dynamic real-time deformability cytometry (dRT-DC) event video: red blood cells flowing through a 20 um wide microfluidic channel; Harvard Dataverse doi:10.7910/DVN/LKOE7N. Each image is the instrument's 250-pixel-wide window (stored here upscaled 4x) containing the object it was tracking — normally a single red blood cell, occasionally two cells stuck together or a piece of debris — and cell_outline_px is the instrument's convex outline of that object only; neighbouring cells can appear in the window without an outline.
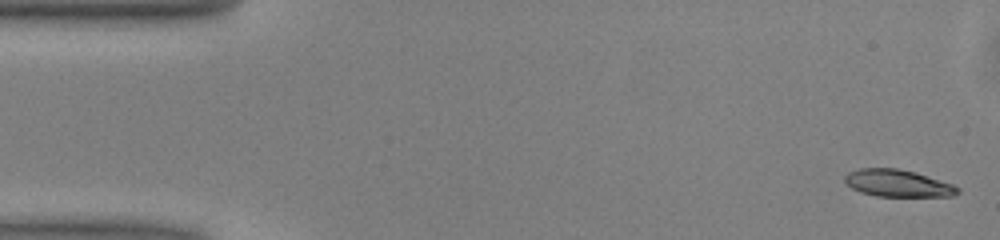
{"species": "common noctule bat (a hibernating species)", "species_latin": "Nyctalus noctula", "temperature_condition": "warm", "stored_images_in_passage": 50, "camera_frame_rate_fps": 3000, "um_per_image_px": 0.085, "animal": {"sex": "male", "body_mass_g": 13.0, "forearm_length_mm": 53.1}, "frame": {"image": 1, "passage_image": 1, "time_ms": 0.0, "image_size_px": [1000, 240], "cell_outline_px": [[960, 192], [952, 196], [876, 196], [860, 192], [852, 188], [844, 180], [844, 176], [848, 172], [860, 168], [896, 168], [916, 172], [952, 184], [960, 188]], "centroid_in_image_um": [76.3, 15.57], "position_along_channel_um": 8.7, "area_um2": 17.8}}
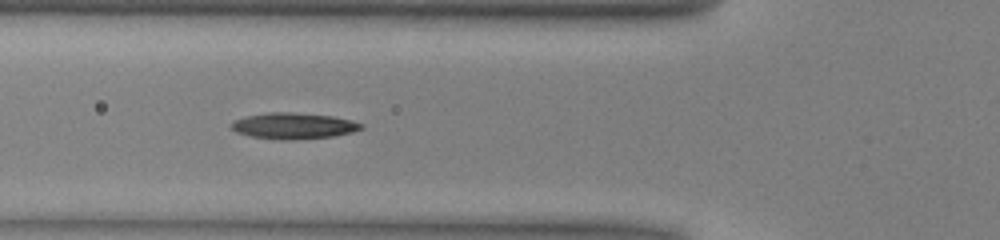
{"frame": {"image": 2, "passage_image": 17, "time_ms": 5.333, "image_size_px": [1000, 240], "cell_outline_px": [[364, 128], [352, 132], [336, 136], [288, 140], [280, 140], [252, 136], [236, 132], [228, 124], [236, 120], [248, 116], [268, 112], [292, 112], [332, 116], [352, 120], [364, 124]], "centroid_in_image_um": [24.99, 10.7], "position_along_channel_um": 100.8, "area_um2": 19.77}}
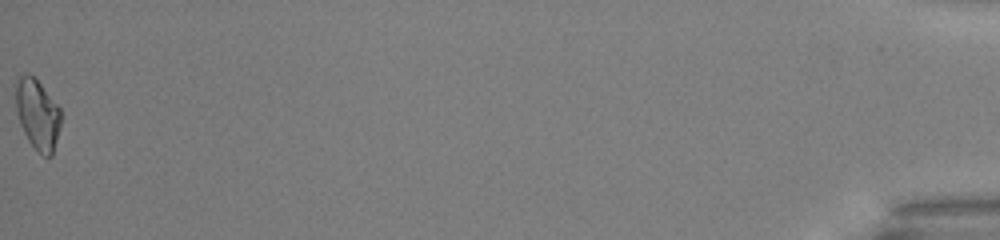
{"frame": {"image": 3, "passage_image": 50, "time_ms": 16.333, "image_size_px": [1000, 240], "cell_outline_px": [[60, 124], [52, 156], [44, 156], [28, 140], [20, 124], [16, 112], [16, 80], [24, 72], [28, 72], [40, 84], [60, 108]], "centroid_in_image_um": [3.17, 9.69], "position_along_channel_um": 432.0, "area_um2": 18.15}, "authors_computed_cell_mechanics": {"area_um2": 18.4671, "velocity_mm_per_s": 4.0332, "shape_relaxation_time_tau1_ms": 4.8008, "shape_relaxation_time_tau2_ms": null, "deformation_change_tau1": 0.169, "deformation_change_tau2": null}}